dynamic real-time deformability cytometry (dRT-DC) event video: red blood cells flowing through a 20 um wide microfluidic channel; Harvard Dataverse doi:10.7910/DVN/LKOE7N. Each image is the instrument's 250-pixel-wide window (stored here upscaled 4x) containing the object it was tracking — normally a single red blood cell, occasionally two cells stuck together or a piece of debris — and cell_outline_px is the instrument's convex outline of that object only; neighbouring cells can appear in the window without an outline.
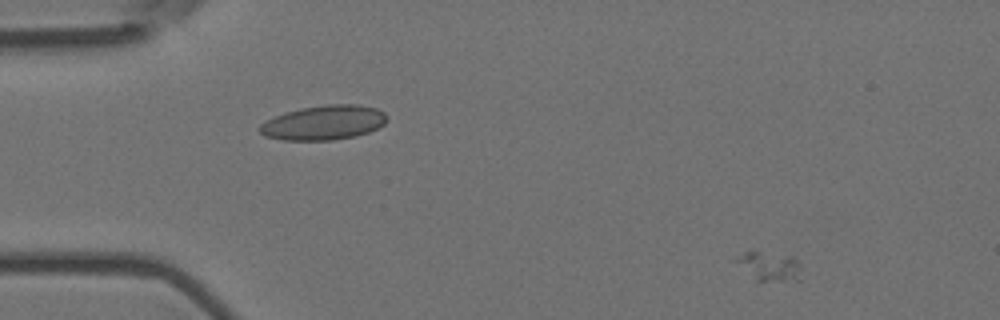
{"species": "Egyptian fruit bat (a non-hibernating species)", "species_latin": "Rousettus aegyptiacus", "temperature_condition": "room temperature", "stored_images_in_passage": 3, "camera_frame_rate_fps": 3000, "um_per_image_px": 0.085, "animal": {"sex": "female"}, "frame": {"image": 1, "passage_image": 1, "time_ms": 0.0, "image_size_px": [1000, 320], "cell_outline_px": [[800, 280], [760, 280], [732, 260], [744, 252], [752, 248], [792, 256], [800, 264]], "centroid_in_image_um": [65.39, 22.54], "position_along_channel_um": 19.6, "area_um2": 11.04}}